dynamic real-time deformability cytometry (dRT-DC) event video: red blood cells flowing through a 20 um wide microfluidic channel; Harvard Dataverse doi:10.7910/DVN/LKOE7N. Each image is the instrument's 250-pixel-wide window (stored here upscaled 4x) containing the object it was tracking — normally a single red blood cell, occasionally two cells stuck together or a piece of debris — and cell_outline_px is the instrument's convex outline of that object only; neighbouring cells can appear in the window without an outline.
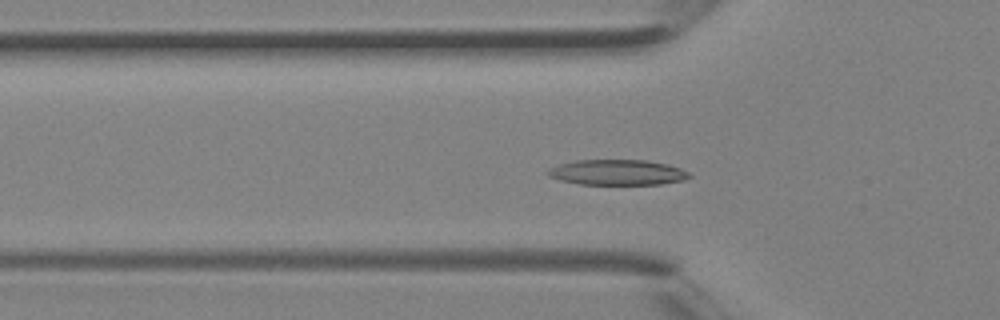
{"species": "Egyptian fruit bat (a non-hibernating species)", "species_latin": "Rousettus aegyptiacus", "temperature_condition": "room temperature", "stored_images_in_passage": 40, "camera_frame_rate_fps": 3000, "um_per_image_px": 0.085, "animal": {"sex": "female"}, "frame": {"image": 1, "passage_image": 13, "time_ms": 4.0, "image_size_px": [1000, 320], "cell_outline_px": [[692, 176], [684, 180], [660, 184], [580, 184], [560, 180], [548, 176], [544, 172], [560, 164], [576, 160], [648, 160], [668, 164], [680, 168], [688, 172]], "centroid_in_image_um": [52.49, 14.65], "position_along_channel_um": 73.3, "area_um2": 20.92}}
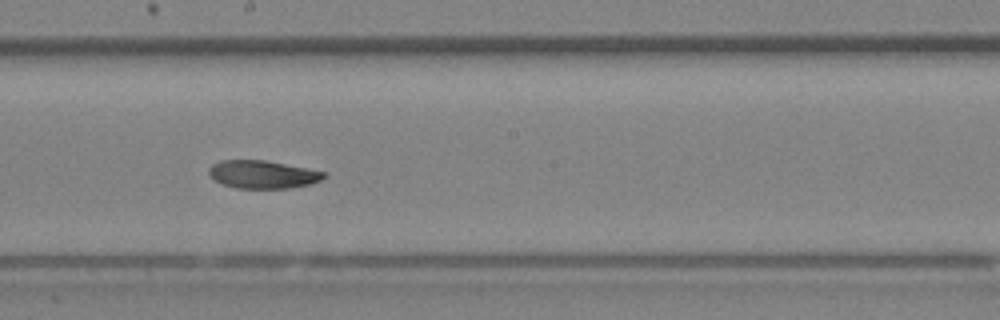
{"frame": {"image": 2, "passage_image": 22, "time_ms": 7.0, "image_size_px": [1000, 320], "cell_outline_px": [[324, 176], [320, 180], [308, 184], [292, 188], [236, 188], [224, 184], [216, 180], [208, 172], [208, 168], [212, 164], [220, 160], [264, 160], [324, 172]], "centroid_in_image_um": [22.27, 14.82], "position_along_channel_um": 225.9, "area_um2": 18.32}}
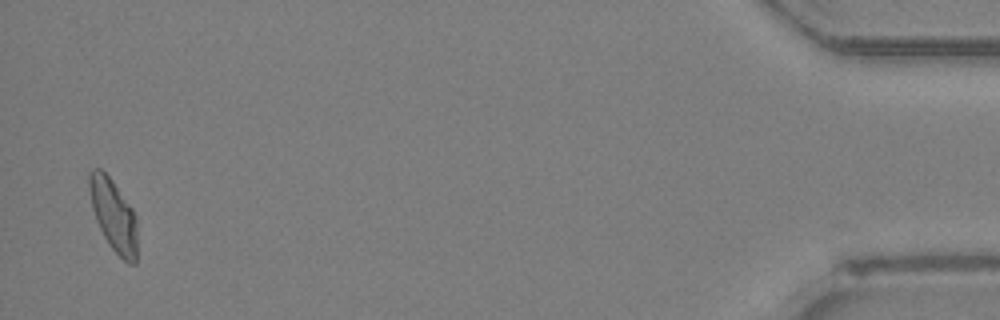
{"frame": {"image": 3, "passage_image": 39, "time_ms": 12.667, "image_size_px": [1000, 320], "cell_outline_px": [[136, 264], [128, 264], [108, 244], [96, 220], [92, 208], [88, 188], [88, 172], [92, 168], [100, 168], [112, 180], [132, 208], [136, 220]], "centroid_in_image_um": [9.62, 18.27], "position_along_channel_um": 425.6, "area_um2": 20.06}}